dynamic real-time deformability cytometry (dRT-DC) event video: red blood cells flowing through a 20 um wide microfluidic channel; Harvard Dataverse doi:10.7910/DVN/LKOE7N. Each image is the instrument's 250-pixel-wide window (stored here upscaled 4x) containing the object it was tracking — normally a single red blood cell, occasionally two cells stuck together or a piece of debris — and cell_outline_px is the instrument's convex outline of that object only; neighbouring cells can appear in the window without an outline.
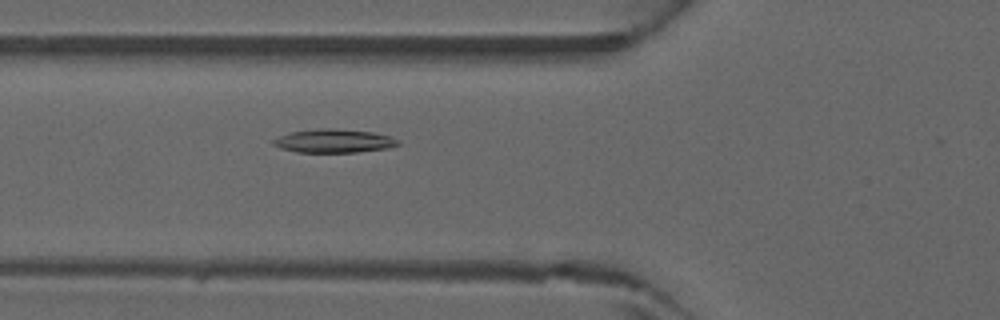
{"species": "common noctule bat (a hibernating species)", "species_latin": "Nyctalus noctula", "temperature_condition": "warm", "stored_images_in_passage": 47, "camera_frame_rate_fps": 3000, "um_per_image_px": 0.085, "animal": {"sex": "male", "forearm_length_mm": 52.5}, "frame": {"image": 1, "passage_image": 18, "time_ms": 5.667, "image_size_px": [1000, 320], "cell_outline_px": [[400, 144], [388, 148], [356, 152], [296, 152], [280, 148], [272, 144], [272, 140], [280, 136], [292, 132], [316, 128], [336, 128], [372, 132], [392, 136], [400, 140]], "centroid_in_image_um": [28.4, 11.97], "position_along_channel_um": 97.4, "area_um2": 17.22}}
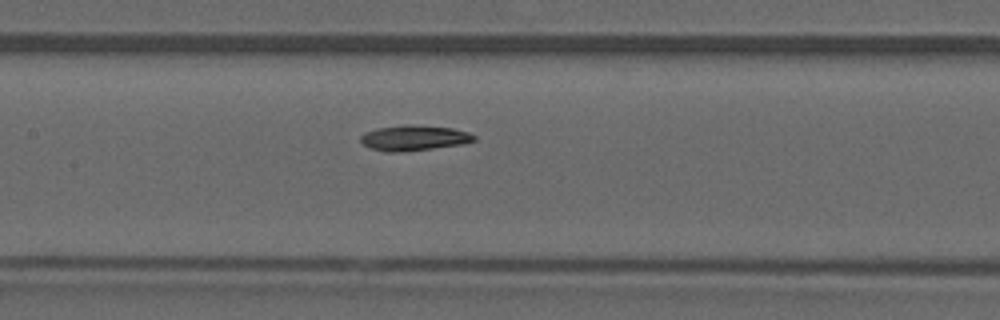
{"frame": {"image": 2, "passage_image": 23, "time_ms": 7.333, "image_size_px": [1000, 320], "cell_outline_px": [[476, 140], [464, 144], [432, 148], [396, 152], [388, 152], [368, 148], [360, 140], [360, 136], [364, 132], [376, 128], [404, 124], [412, 124], [452, 128], [468, 132], [476, 136]], "centroid_in_image_um": [35.17, 11.71], "position_along_channel_um": 172.2, "area_um2": 16.88}}
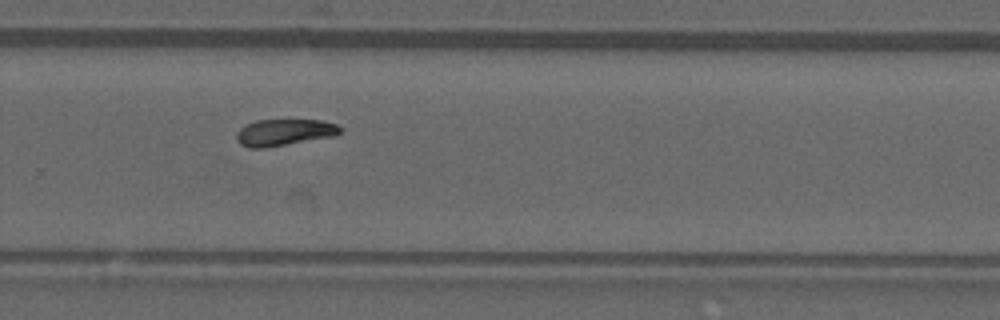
{"frame": {"image": 3, "passage_image": 32, "time_ms": 10.333, "image_size_px": [1000, 320], "cell_outline_px": [[344, 128], [340, 132], [332, 136], [264, 148], [248, 148], [240, 144], [236, 140], [236, 132], [240, 128], [256, 120], [320, 120], [336, 124]], "centroid_in_image_um": [24.13, 11.25], "position_along_channel_um": 305.7, "area_um2": 15.95}}